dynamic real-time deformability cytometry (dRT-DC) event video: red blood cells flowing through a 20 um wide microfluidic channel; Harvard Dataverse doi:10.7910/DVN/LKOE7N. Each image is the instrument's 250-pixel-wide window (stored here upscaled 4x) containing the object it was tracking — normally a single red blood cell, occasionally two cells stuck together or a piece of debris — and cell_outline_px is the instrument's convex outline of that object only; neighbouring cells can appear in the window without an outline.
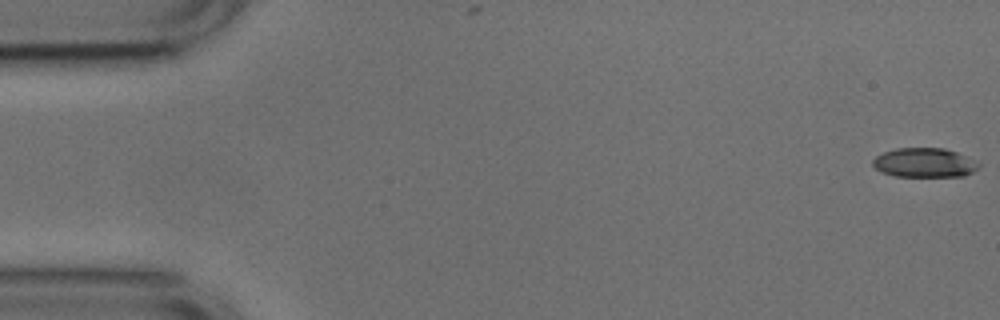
{"species": "common noctule bat (a hibernating species)", "species_latin": "Nyctalus noctula", "temperature_condition": "cold", "stored_images_in_passage": 46, "camera_frame_rate_fps": 3000, "um_per_image_px": 0.085, "animal": {"sex": "male", "body_mass_g": 17.9, "forearm_length_mm": 54.2}, "frame": {"image": 1, "passage_image": 1, "time_ms": 0.0, "image_size_px": [1000, 320], "cell_outline_px": [[980, 164], [972, 172], [964, 176], [896, 176], [884, 172], [876, 168], [872, 164], [872, 160], [876, 156], [884, 152], [896, 148], [944, 148], [956, 152], [976, 160]], "centroid_in_image_um": [78.58, 13.82], "position_along_channel_um": 6.4, "area_um2": 17.92}}
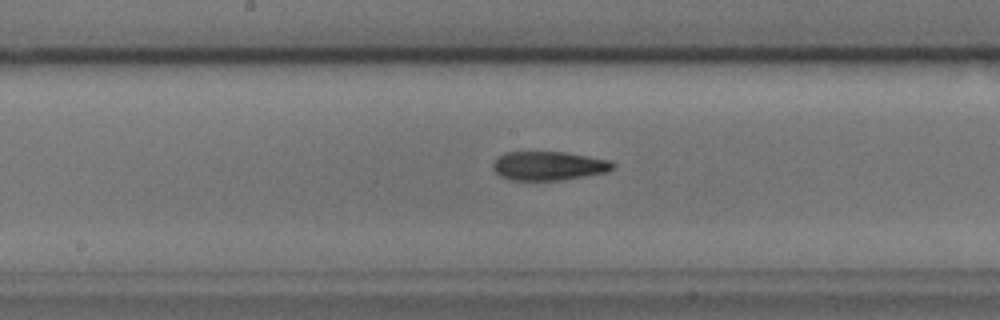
{"frame": {"image": 2, "passage_image": 27, "time_ms": 8.667, "image_size_px": [1000, 320], "cell_outline_px": [[616, 168], [608, 172], [560, 180], [512, 180], [500, 176], [492, 168], [492, 164], [496, 156], [504, 152], [564, 152], [612, 160], [616, 164]], "centroid_in_image_um": [46.65, 14.09], "position_along_channel_um": 201.5, "area_um2": 20.46}}
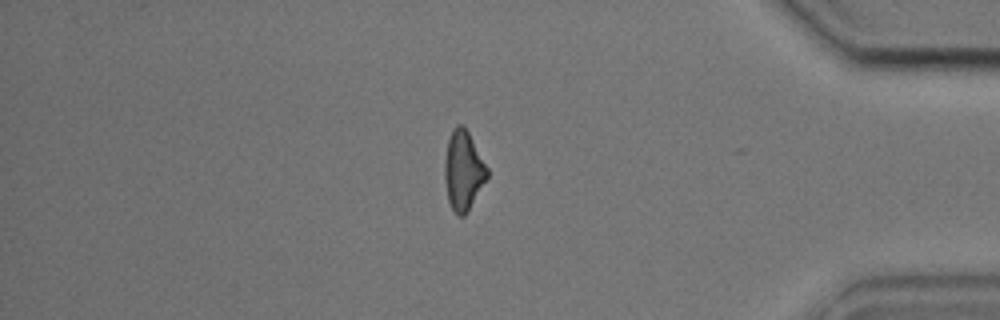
{"frame": {"image": 3, "passage_image": 45, "time_ms": 14.667, "image_size_px": [1000, 320], "cell_outline_px": [[488, 176], [464, 216], [456, 216], [448, 200], [444, 180], [444, 160], [448, 140], [452, 128], [456, 124], [464, 124], [488, 168]], "centroid_in_image_um": [39.35, 14.46], "position_along_channel_um": 395.8, "area_um2": 19.65}, "authors_computed_cell_mechanics": {"area_um2": 20.0277, "velocity_mm_per_s": 3.7775, "shape_relaxation_time_tau1_ms": 5.0385, "shape_relaxation_time_tau2_ms": 3.5613, "deformation_change_tau1": 0.1658, "deformation_change_tau2": 0.1437}}